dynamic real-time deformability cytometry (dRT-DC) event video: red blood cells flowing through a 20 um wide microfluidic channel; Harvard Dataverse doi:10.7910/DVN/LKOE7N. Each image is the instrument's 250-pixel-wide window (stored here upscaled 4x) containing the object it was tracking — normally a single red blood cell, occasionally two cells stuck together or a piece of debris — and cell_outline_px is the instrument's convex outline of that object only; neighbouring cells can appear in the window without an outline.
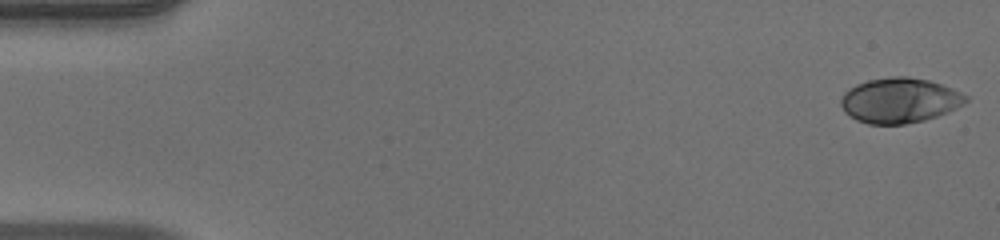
{"species": "human", "species_latin": "Homo sapiens", "temperature_condition": "warm", "stored_images_in_passage": 51, "camera_frame_rate_fps": 3000, "um_per_image_px": 0.085, "donor": {"sex": "male"}, "frame": {"image": 1, "passage_image": 1, "time_ms": 0.0, "image_size_px": [1000, 240], "cell_outline_px": [[968, 100], [964, 104], [948, 112], [924, 120], [904, 124], [868, 124], [856, 120], [848, 116], [844, 112], [840, 104], [840, 100], [844, 92], [848, 88], [856, 84], [868, 80], [892, 76], [908, 76], [928, 80], [952, 88], [968, 96]], "centroid_in_image_um": [76.43, 8.53], "position_along_channel_um": 8.6, "area_um2": 33.0}}
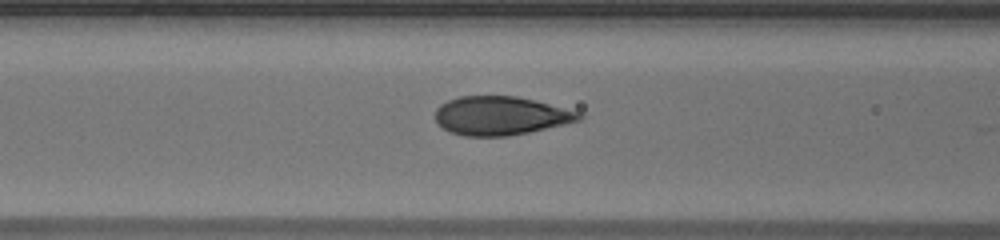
{"frame": {"image": 2, "passage_image": 21, "time_ms": 6.667, "image_size_px": [1000, 240], "cell_outline_px": [[584, 116], [580, 120], [564, 124], [528, 132], [508, 136], [464, 136], [452, 132], [444, 128], [436, 120], [436, 108], [440, 104], [448, 100], [460, 96], [516, 96], [580, 112]], "centroid_in_image_um": [42.54, 9.83], "position_along_channel_um": 124.1, "area_um2": 32.02}}
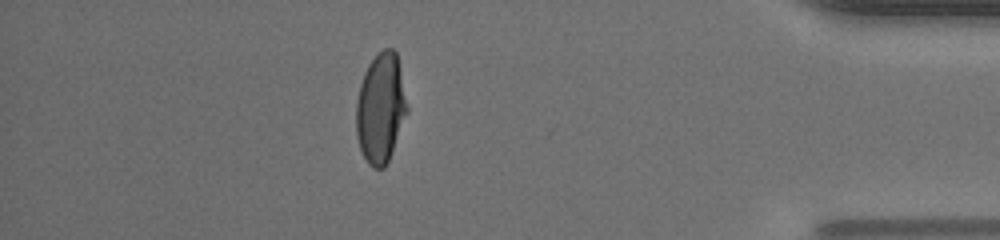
{"frame": {"image": 3, "passage_image": 45, "time_ms": 14.667, "image_size_px": [1000, 240], "cell_outline_px": [[408, 112], [388, 160], [384, 168], [372, 168], [368, 164], [360, 148], [356, 136], [356, 100], [360, 84], [364, 72], [368, 64], [384, 48], [392, 48], [396, 52], [408, 108]], "centroid_in_image_um": [32.34, 9.2], "position_along_channel_um": 402.9, "area_um2": 32.37}, "authors_computed_cell_mechanics": {"area_um2": 32.8304, "velocity_mm_per_s": 4.0075, "shape_relaxation_time_tau1_ms": 5.8665, "shape_relaxation_time_tau2_ms": null, "deformation_change_tau1": 0.2518, "deformation_change_tau2": null}}